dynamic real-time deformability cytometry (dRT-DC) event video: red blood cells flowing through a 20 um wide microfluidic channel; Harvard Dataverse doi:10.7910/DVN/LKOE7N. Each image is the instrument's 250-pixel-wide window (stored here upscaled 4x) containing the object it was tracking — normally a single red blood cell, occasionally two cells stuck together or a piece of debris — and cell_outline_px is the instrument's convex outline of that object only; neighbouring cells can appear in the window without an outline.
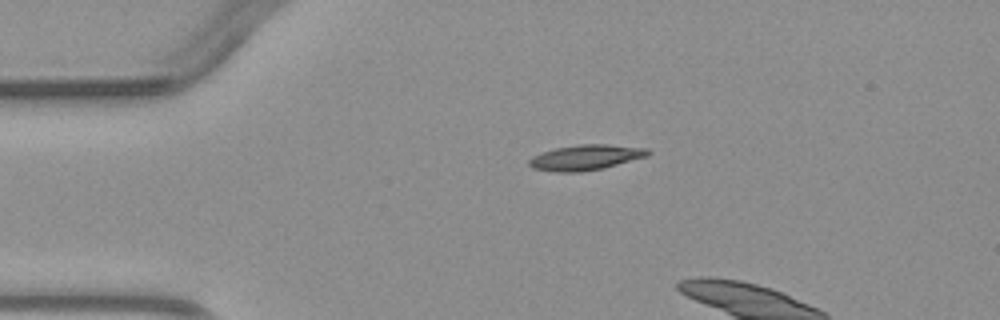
{"species": "common noctule bat (a hibernating species)", "species_latin": "Nyctalus noctula", "temperature_condition": "warm", "stored_images_in_passage": 2, "camera_frame_rate_fps": 3000, "um_per_image_px": 0.085, "animal": {"sex": "male", "body_mass_g": 23.1, "forearm_length_mm": 52.7}, "frame": {"image": 1, "passage_image": 1, "time_ms": 0.0, "image_size_px": [1000, 320], "cell_outline_px": [[652, 152], [648, 156], [604, 168], [580, 172], [556, 172], [532, 168], [528, 164], [528, 160], [532, 156], [556, 148], [580, 144], [608, 144], [648, 148]], "centroid_in_image_um": [49.81, 13.38], "position_along_channel_um": 35.2, "area_um2": 17.63}}